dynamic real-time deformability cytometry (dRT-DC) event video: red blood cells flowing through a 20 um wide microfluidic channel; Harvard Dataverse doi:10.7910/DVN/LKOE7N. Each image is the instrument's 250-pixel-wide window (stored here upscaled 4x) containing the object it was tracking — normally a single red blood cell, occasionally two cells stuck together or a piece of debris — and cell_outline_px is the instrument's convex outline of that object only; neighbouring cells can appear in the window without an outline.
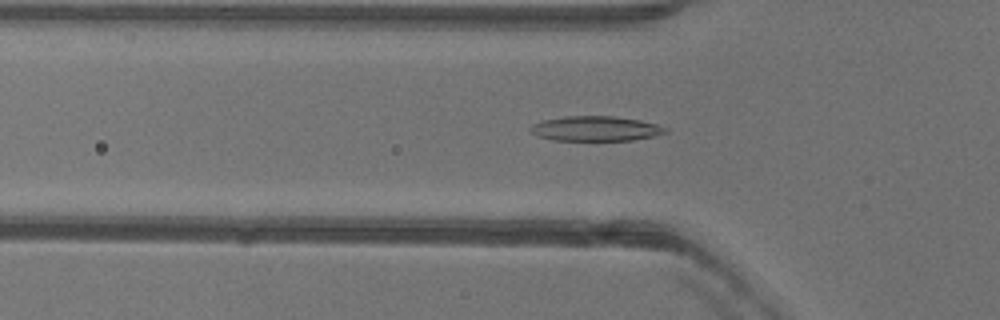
{"species": "common noctule bat (a hibernating species)", "species_latin": "Nyctalus noctula", "temperature_condition": "warm", "stored_images_in_passage": 51, "camera_frame_rate_fps": 3000, "um_per_image_px": 0.085, "animal": {"sex": "female"}, "frame": {"image": 1, "passage_image": 17, "time_ms": 5.333, "image_size_px": [1000, 320], "cell_outline_px": [[668, 132], [656, 136], [632, 140], [552, 140], [536, 136], [528, 128], [532, 124], [544, 120], [564, 116], [612, 116], [640, 120], [656, 124], [668, 128]], "centroid_in_image_um": [50.63, 10.93], "position_along_channel_um": 75.2, "area_um2": 19.65}}
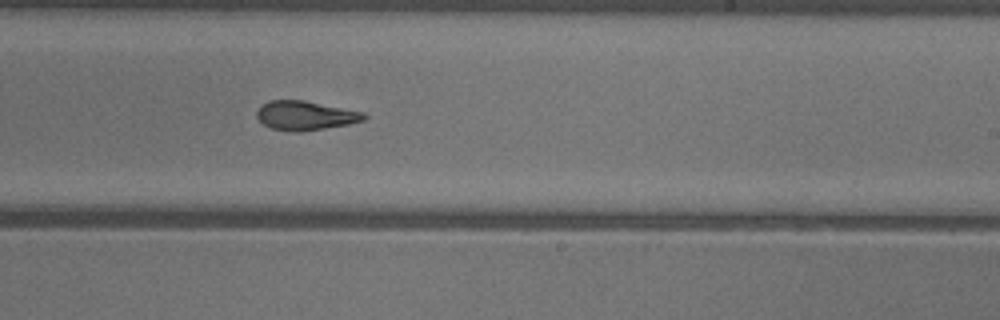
{"frame": {"image": 2, "passage_image": 31, "time_ms": 10.0, "image_size_px": [1000, 320], "cell_outline_px": [[368, 116], [364, 120], [348, 124], [324, 128], [272, 128], [264, 124], [256, 116], [256, 112], [260, 104], [268, 100], [304, 100], [364, 112]], "centroid_in_image_um": [25.96, 9.75], "position_along_channel_um": 263.0, "area_um2": 17.4}}
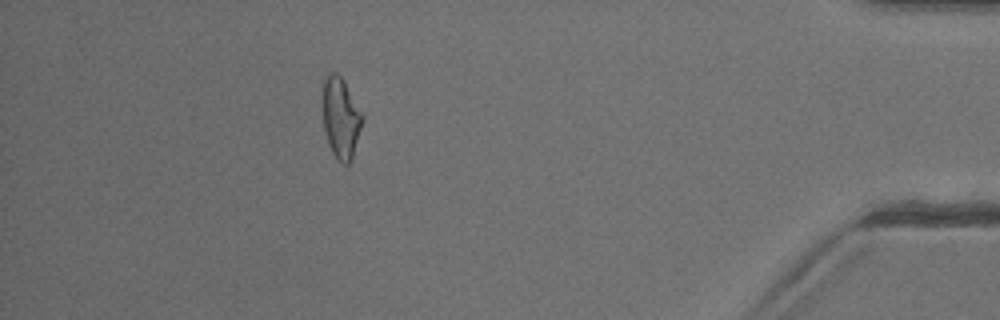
{"frame": {"image": 3, "passage_image": 46, "time_ms": 15.0, "image_size_px": [1000, 320], "cell_outline_px": [[364, 116], [352, 160], [348, 164], [340, 164], [336, 160], [328, 144], [324, 128], [320, 104], [320, 96], [324, 76], [328, 72], [336, 72], [344, 80]], "centroid_in_image_um": [28.91, 9.98], "position_along_channel_um": 406.3, "area_um2": 19.54}, "authors_computed_cell_mechanics": {"area_um2": 19.2474, "velocity_mm_per_s": 4.0001, "shape_relaxation_time_tau1_ms": 9.4181, "shape_relaxation_time_tau2_ms": 2.1946, "deformation_change_tau1": 0.2706, "deformation_change_tau2": 0.0899}}